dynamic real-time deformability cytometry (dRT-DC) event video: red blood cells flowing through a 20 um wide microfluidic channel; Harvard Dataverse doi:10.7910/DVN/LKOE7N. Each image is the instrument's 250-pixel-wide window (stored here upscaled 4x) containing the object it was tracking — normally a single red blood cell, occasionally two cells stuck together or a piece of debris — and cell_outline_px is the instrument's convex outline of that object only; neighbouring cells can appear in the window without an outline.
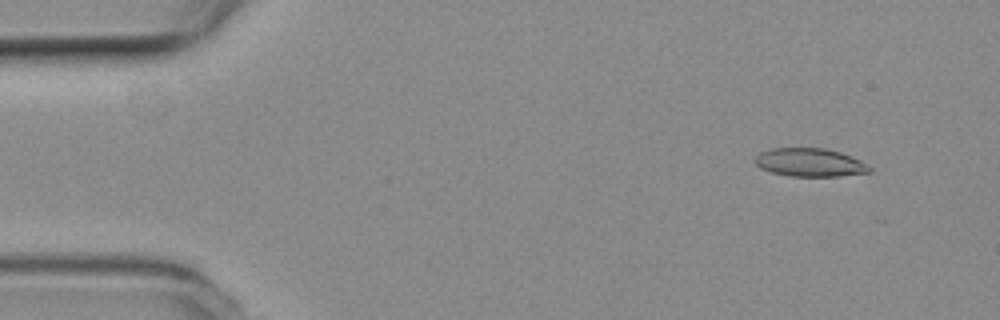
{"species": "common noctule bat (a hibernating species)", "species_latin": "Nyctalus noctula", "temperature_condition": "room temperature", "stored_images_in_passage": 4, "camera_frame_rate_fps": 3000, "um_per_image_px": 0.085, "animal": {"sex": "female", "body_mass_g": 19.3, "forearm_length_mm": 54.1}, "frame": {"image": 1, "passage_image": 2, "time_ms": 0.333, "image_size_px": [1000, 320], "cell_outline_px": [[872, 172], [840, 176], [788, 176], [772, 172], [760, 168], [756, 164], [756, 156], [760, 152], [772, 148], [824, 148], [840, 152], [852, 156], [868, 164], [872, 168]], "centroid_in_image_um": [68.88, 13.81], "position_along_channel_um": 16.1, "area_um2": 18.96}}